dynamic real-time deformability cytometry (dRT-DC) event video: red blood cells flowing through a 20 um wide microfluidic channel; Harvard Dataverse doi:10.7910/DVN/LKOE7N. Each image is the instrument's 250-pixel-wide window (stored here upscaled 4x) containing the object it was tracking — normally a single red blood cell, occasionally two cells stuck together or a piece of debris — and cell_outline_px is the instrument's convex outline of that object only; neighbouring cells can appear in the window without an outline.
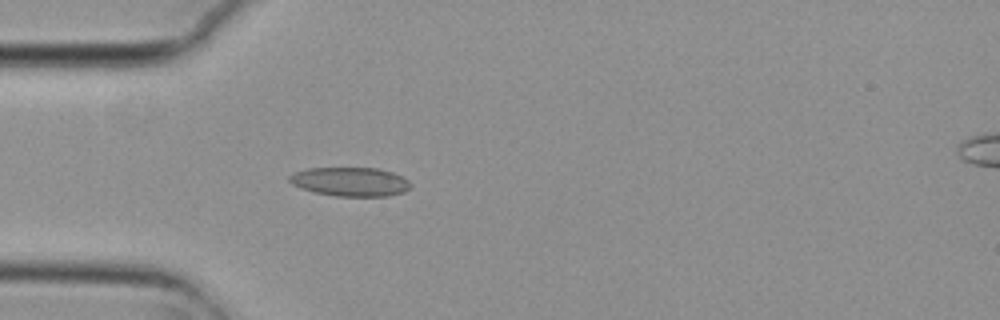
{"species": "common noctule bat (a hibernating species)", "species_latin": "Nyctalus noctula", "temperature_condition": "cold", "stored_images_in_passage": 3, "camera_frame_rate_fps": 3000, "um_per_image_px": 0.085, "animal": {"sex": "female", "body_mass_g": 29.2, "forearm_length_mm": 56.3}, "frame": {"image": 1, "passage_image": 3, "time_ms": 0.667, "image_size_px": [1000, 320], "cell_outline_px": [[412, 184], [404, 192], [388, 196], [336, 196], [312, 192], [300, 188], [292, 184], [288, 180], [288, 176], [296, 172], [308, 168], [376, 168], [392, 172], [408, 180]], "centroid_in_image_um": [29.75, 15.45], "position_along_channel_um": 55.3, "area_um2": 20.46}}